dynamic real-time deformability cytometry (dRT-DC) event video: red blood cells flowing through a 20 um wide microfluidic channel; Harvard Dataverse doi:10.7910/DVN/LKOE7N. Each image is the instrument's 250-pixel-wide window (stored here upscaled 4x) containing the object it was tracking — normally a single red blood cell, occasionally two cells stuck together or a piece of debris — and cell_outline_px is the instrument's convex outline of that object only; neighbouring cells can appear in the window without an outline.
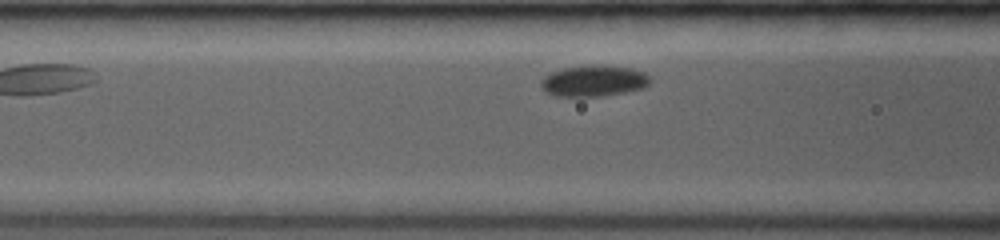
{"species": "common noctule bat (a hibernating species)", "species_latin": "Nyctalus noctula", "temperature_condition": "room temperature", "stored_images_in_passage": 7, "camera_frame_rate_fps": 3500, "um_per_image_px": 0.085, "animal": {"sex": "female", "body_mass_g": 19.0, "forearm_length_mm": 53.3}, "frame": {"image": 1, "passage_image": 7, "time_ms": 4.571, "image_size_px": [1000, 240], "cell_outline_px": [[652, 80], [644, 88], [624, 92], [600, 96], [556, 96], [544, 92], [540, 84], [540, 80], [544, 76], [552, 72], [564, 68], [604, 64], [632, 68], [644, 72]], "centroid_in_image_um": [50.47, 6.87], "position_along_channel_um": 116.1, "area_um2": 19.88}}